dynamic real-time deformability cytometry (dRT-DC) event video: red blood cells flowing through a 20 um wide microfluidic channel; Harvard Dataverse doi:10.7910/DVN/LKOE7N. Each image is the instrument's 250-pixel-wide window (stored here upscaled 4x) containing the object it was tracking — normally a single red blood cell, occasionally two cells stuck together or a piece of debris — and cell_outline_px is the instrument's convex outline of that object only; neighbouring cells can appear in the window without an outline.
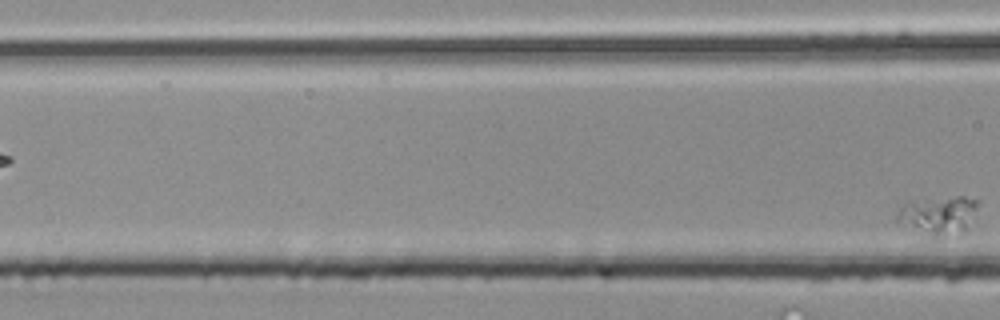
{"species": "common noctule bat (a hibernating species)", "species_latin": "Nyctalus noctula", "temperature_condition": "room temperature", "stored_images_in_passage": 5, "segment_of_instrument_passage": [2, 2], "camera_frame_rate_fps": 3000, "um_per_image_px": 0.085, "animal": {"sex": "male", "body_mass_g": 20.4}, "frame": {"image": 1, "passage_image": 5, "time_ms": 1.333, "image_size_px": [1000, 320], "cell_outline_px": [[980, 200], [968, 228], [964, 232], [936, 240], [900, 224], [896, 220], [896, 216], [900, 208], [904, 204], [956, 196], [964, 196]], "centroid_in_image_um": [79.8, 18.37], "position_along_channel_um": 86.8, "area_um2": 18.26}}